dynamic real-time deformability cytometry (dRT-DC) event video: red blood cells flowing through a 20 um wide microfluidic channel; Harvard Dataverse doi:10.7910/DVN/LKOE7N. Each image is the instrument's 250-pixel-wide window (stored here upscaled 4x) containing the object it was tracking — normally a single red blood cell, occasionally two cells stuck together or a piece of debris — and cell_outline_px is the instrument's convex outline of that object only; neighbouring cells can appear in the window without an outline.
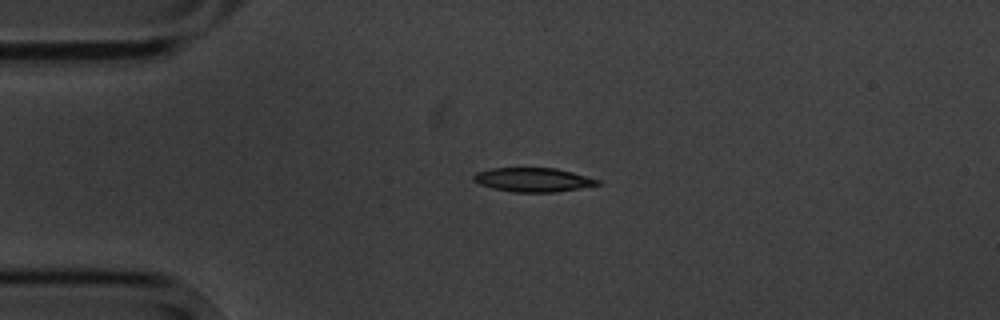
{"species": "common noctule bat (a hibernating species)", "species_latin": "Nyctalus noctula", "temperature_condition": "cold", "stored_images_in_passage": 5, "camera_frame_rate_fps": 3000, "um_per_image_px": 0.085, "animal": {"sex": "male", "body_mass_g": 20.1, "forearm_length_mm": 53.5}, "frame": {"image": 1, "passage_image": 4, "time_ms": 3.667, "image_size_px": [1000, 320], "cell_outline_px": [[600, 184], [580, 188], [556, 192], [512, 192], [492, 188], [480, 184], [472, 180], [472, 176], [476, 172], [492, 168], [556, 168], [572, 172], [600, 180]], "centroid_in_image_um": [45.28, 15.28], "position_along_channel_um": 39.7, "area_um2": 17.34}}